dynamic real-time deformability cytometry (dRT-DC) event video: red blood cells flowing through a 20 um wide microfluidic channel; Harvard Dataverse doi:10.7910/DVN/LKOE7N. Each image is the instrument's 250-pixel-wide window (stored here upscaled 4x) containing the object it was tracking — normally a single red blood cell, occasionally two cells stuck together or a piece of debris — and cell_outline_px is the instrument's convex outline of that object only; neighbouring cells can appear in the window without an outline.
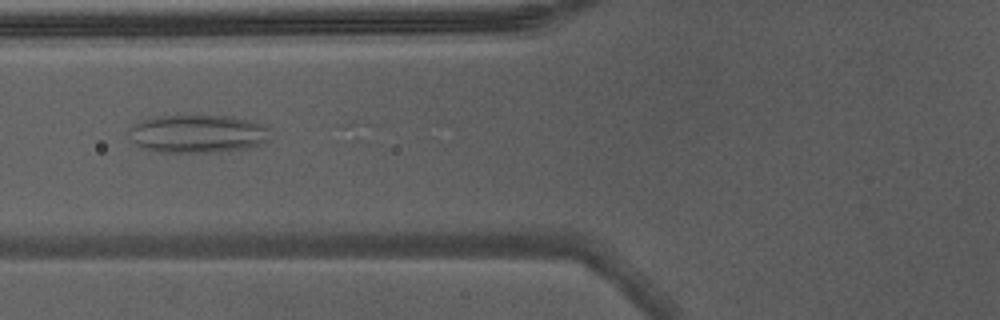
{"species": "Egyptian fruit bat (a non-hibernating species)", "species_latin": "Rousettus aegyptiacus", "temperature_condition": "warm", "stored_images_in_passage": 6, "camera_frame_rate_fps": 3000, "um_per_image_px": 0.085, "animal": {"sex": "male"}, "frame": {"image": 1, "passage_image": 6, "time_ms": 1.667, "image_size_px": [1000, 320], "cell_outline_px": [[268, 140], [264, 144], [252, 148], [216, 152], [152, 152], [136, 144], [132, 140], [132, 128], [140, 120], [160, 116], [228, 116], [248, 120], [264, 124], [268, 128]], "centroid_in_image_um": [16.87, 11.39], "position_along_channel_um": 108.9, "area_um2": 31.27}}